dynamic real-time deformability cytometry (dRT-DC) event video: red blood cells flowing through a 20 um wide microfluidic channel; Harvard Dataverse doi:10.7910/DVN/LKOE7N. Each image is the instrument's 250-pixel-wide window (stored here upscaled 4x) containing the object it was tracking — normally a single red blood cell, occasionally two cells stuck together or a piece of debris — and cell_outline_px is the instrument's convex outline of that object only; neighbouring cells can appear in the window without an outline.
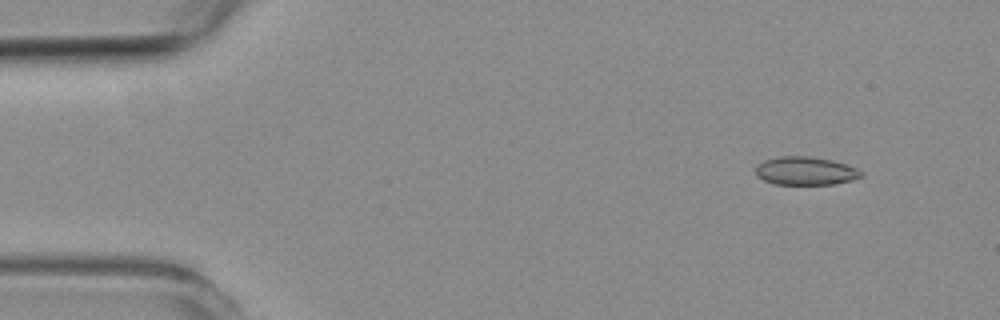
{"species": "common noctule bat (a hibernating species)", "species_latin": "Nyctalus noctula", "temperature_condition": "room temperature", "stored_images_in_passage": 5, "camera_frame_rate_fps": 3000, "um_per_image_px": 0.085, "animal": {"sex": "female", "body_mass_g": 19.3, "forearm_length_mm": 54.1}, "frame": {"image": 1, "passage_image": 1, "time_ms": 0.0, "image_size_px": [1000, 320], "cell_outline_px": [[864, 176], [852, 180], [832, 184], [776, 184], [764, 180], [756, 176], [756, 164], [764, 160], [780, 156], [812, 156], [832, 160], [856, 168], [864, 172]], "centroid_in_image_um": [68.47, 14.52], "position_along_channel_um": 16.5, "area_um2": 17.46}}